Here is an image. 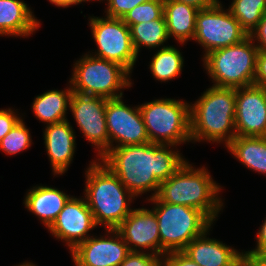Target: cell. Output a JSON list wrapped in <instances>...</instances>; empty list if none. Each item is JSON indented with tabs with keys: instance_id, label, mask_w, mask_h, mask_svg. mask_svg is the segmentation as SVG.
<instances>
[{
	"instance_id": "1",
	"label": "cell",
	"mask_w": 266,
	"mask_h": 266,
	"mask_svg": "<svg viewBox=\"0 0 266 266\" xmlns=\"http://www.w3.org/2000/svg\"><path fill=\"white\" fill-rule=\"evenodd\" d=\"M173 145L151 142L109 149L100 159L134 195L154 191L156 196L160 183L172 176L185 162Z\"/></svg>"
},
{
	"instance_id": "2",
	"label": "cell",
	"mask_w": 266,
	"mask_h": 266,
	"mask_svg": "<svg viewBox=\"0 0 266 266\" xmlns=\"http://www.w3.org/2000/svg\"><path fill=\"white\" fill-rule=\"evenodd\" d=\"M92 161L85 171L84 198L90 208L96 226L116 229L131 213V201L135 196L100 159Z\"/></svg>"
},
{
	"instance_id": "3",
	"label": "cell",
	"mask_w": 266,
	"mask_h": 266,
	"mask_svg": "<svg viewBox=\"0 0 266 266\" xmlns=\"http://www.w3.org/2000/svg\"><path fill=\"white\" fill-rule=\"evenodd\" d=\"M236 89L213 86L190 104L191 141L223 142L227 146L236 136Z\"/></svg>"
},
{
	"instance_id": "4",
	"label": "cell",
	"mask_w": 266,
	"mask_h": 266,
	"mask_svg": "<svg viewBox=\"0 0 266 266\" xmlns=\"http://www.w3.org/2000/svg\"><path fill=\"white\" fill-rule=\"evenodd\" d=\"M207 170L204 166L195 169L186 161L172 176L160 183L155 197L169 204L196 208L214 222L224 203L218 197L221 186Z\"/></svg>"
},
{
	"instance_id": "5",
	"label": "cell",
	"mask_w": 266,
	"mask_h": 266,
	"mask_svg": "<svg viewBox=\"0 0 266 266\" xmlns=\"http://www.w3.org/2000/svg\"><path fill=\"white\" fill-rule=\"evenodd\" d=\"M153 202L158 220L160 257L169 252L182 251L193 239L211 228L213 222L200 210L184 205L169 204L156 197Z\"/></svg>"
},
{
	"instance_id": "6",
	"label": "cell",
	"mask_w": 266,
	"mask_h": 266,
	"mask_svg": "<svg viewBox=\"0 0 266 266\" xmlns=\"http://www.w3.org/2000/svg\"><path fill=\"white\" fill-rule=\"evenodd\" d=\"M258 49L248 36L242 42L212 50L203 57L213 86L241 88L254 83Z\"/></svg>"
},
{
	"instance_id": "7",
	"label": "cell",
	"mask_w": 266,
	"mask_h": 266,
	"mask_svg": "<svg viewBox=\"0 0 266 266\" xmlns=\"http://www.w3.org/2000/svg\"><path fill=\"white\" fill-rule=\"evenodd\" d=\"M149 141L161 145L191 142L190 104L171 98L139 105Z\"/></svg>"
},
{
	"instance_id": "8",
	"label": "cell",
	"mask_w": 266,
	"mask_h": 266,
	"mask_svg": "<svg viewBox=\"0 0 266 266\" xmlns=\"http://www.w3.org/2000/svg\"><path fill=\"white\" fill-rule=\"evenodd\" d=\"M72 73L69 83L73 92L79 94L115 99L122 97V88L132 86L131 73L125 67L91 53L75 62Z\"/></svg>"
},
{
	"instance_id": "9",
	"label": "cell",
	"mask_w": 266,
	"mask_h": 266,
	"mask_svg": "<svg viewBox=\"0 0 266 266\" xmlns=\"http://www.w3.org/2000/svg\"><path fill=\"white\" fill-rule=\"evenodd\" d=\"M248 36L238 20L229 9L222 7L220 1L197 12L193 40L204 48L203 57L212 50L240 43Z\"/></svg>"
},
{
	"instance_id": "10",
	"label": "cell",
	"mask_w": 266,
	"mask_h": 266,
	"mask_svg": "<svg viewBox=\"0 0 266 266\" xmlns=\"http://www.w3.org/2000/svg\"><path fill=\"white\" fill-rule=\"evenodd\" d=\"M92 36L97 45V52L92 56L113 61L132 73L137 60L130 28L121 18L90 17Z\"/></svg>"
},
{
	"instance_id": "11",
	"label": "cell",
	"mask_w": 266,
	"mask_h": 266,
	"mask_svg": "<svg viewBox=\"0 0 266 266\" xmlns=\"http://www.w3.org/2000/svg\"><path fill=\"white\" fill-rule=\"evenodd\" d=\"M107 99L99 96L72 93L70 111L85 138L97 147L100 159L109 149L110 140L106 127Z\"/></svg>"
},
{
	"instance_id": "12",
	"label": "cell",
	"mask_w": 266,
	"mask_h": 266,
	"mask_svg": "<svg viewBox=\"0 0 266 266\" xmlns=\"http://www.w3.org/2000/svg\"><path fill=\"white\" fill-rule=\"evenodd\" d=\"M122 98L107 99L106 102L105 117L110 149L150 142L139 105L130 107L124 104ZM114 141L118 143L115 146Z\"/></svg>"
},
{
	"instance_id": "13",
	"label": "cell",
	"mask_w": 266,
	"mask_h": 266,
	"mask_svg": "<svg viewBox=\"0 0 266 266\" xmlns=\"http://www.w3.org/2000/svg\"><path fill=\"white\" fill-rule=\"evenodd\" d=\"M106 231L108 238L90 236L70 252L75 266H119L124 261L130 253L126 242L116 229Z\"/></svg>"
},
{
	"instance_id": "14",
	"label": "cell",
	"mask_w": 266,
	"mask_h": 266,
	"mask_svg": "<svg viewBox=\"0 0 266 266\" xmlns=\"http://www.w3.org/2000/svg\"><path fill=\"white\" fill-rule=\"evenodd\" d=\"M94 228L97 226L85 198L71 197L48 230L72 251L90 237L87 233Z\"/></svg>"
},
{
	"instance_id": "15",
	"label": "cell",
	"mask_w": 266,
	"mask_h": 266,
	"mask_svg": "<svg viewBox=\"0 0 266 266\" xmlns=\"http://www.w3.org/2000/svg\"><path fill=\"white\" fill-rule=\"evenodd\" d=\"M235 130L237 136L266 137V90L251 85L236 89Z\"/></svg>"
},
{
	"instance_id": "16",
	"label": "cell",
	"mask_w": 266,
	"mask_h": 266,
	"mask_svg": "<svg viewBox=\"0 0 266 266\" xmlns=\"http://www.w3.org/2000/svg\"><path fill=\"white\" fill-rule=\"evenodd\" d=\"M116 230L126 242L130 252L144 249L160 256L158 220L152 210L136 208L120 223ZM138 248V249H137Z\"/></svg>"
},
{
	"instance_id": "17",
	"label": "cell",
	"mask_w": 266,
	"mask_h": 266,
	"mask_svg": "<svg viewBox=\"0 0 266 266\" xmlns=\"http://www.w3.org/2000/svg\"><path fill=\"white\" fill-rule=\"evenodd\" d=\"M44 144L54 175L64 174L75 153V132L68 120L46 125Z\"/></svg>"
},
{
	"instance_id": "18",
	"label": "cell",
	"mask_w": 266,
	"mask_h": 266,
	"mask_svg": "<svg viewBox=\"0 0 266 266\" xmlns=\"http://www.w3.org/2000/svg\"><path fill=\"white\" fill-rule=\"evenodd\" d=\"M209 231L193 239L182 252L199 266H236L244 252L207 237Z\"/></svg>"
},
{
	"instance_id": "19",
	"label": "cell",
	"mask_w": 266,
	"mask_h": 266,
	"mask_svg": "<svg viewBox=\"0 0 266 266\" xmlns=\"http://www.w3.org/2000/svg\"><path fill=\"white\" fill-rule=\"evenodd\" d=\"M40 22L22 0H0V36L27 37L33 34Z\"/></svg>"
},
{
	"instance_id": "20",
	"label": "cell",
	"mask_w": 266,
	"mask_h": 266,
	"mask_svg": "<svg viewBox=\"0 0 266 266\" xmlns=\"http://www.w3.org/2000/svg\"><path fill=\"white\" fill-rule=\"evenodd\" d=\"M26 194L24 206L38 216L47 229L72 197L56 188L42 185L31 188Z\"/></svg>"
},
{
	"instance_id": "21",
	"label": "cell",
	"mask_w": 266,
	"mask_h": 266,
	"mask_svg": "<svg viewBox=\"0 0 266 266\" xmlns=\"http://www.w3.org/2000/svg\"><path fill=\"white\" fill-rule=\"evenodd\" d=\"M199 9L174 0H164L165 17L169 38L172 36L184 44L195 35L196 15Z\"/></svg>"
},
{
	"instance_id": "22",
	"label": "cell",
	"mask_w": 266,
	"mask_h": 266,
	"mask_svg": "<svg viewBox=\"0 0 266 266\" xmlns=\"http://www.w3.org/2000/svg\"><path fill=\"white\" fill-rule=\"evenodd\" d=\"M226 147L244 166L266 174V137L236 135Z\"/></svg>"
},
{
	"instance_id": "23",
	"label": "cell",
	"mask_w": 266,
	"mask_h": 266,
	"mask_svg": "<svg viewBox=\"0 0 266 266\" xmlns=\"http://www.w3.org/2000/svg\"><path fill=\"white\" fill-rule=\"evenodd\" d=\"M73 90L71 84L66 90H49L35 97L32 103L34 115L45 124L58 123L66 118Z\"/></svg>"
},
{
	"instance_id": "24",
	"label": "cell",
	"mask_w": 266,
	"mask_h": 266,
	"mask_svg": "<svg viewBox=\"0 0 266 266\" xmlns=\"http://www.w3.org/2000/svg\"><path fill=\"white\" fill-rule=\"evenodd\" d=\"M130 34L134 49L138 55L141 47L156 48L169 39L165 17L149 22L133 24L130 27Z\"/></svg>"
},
{
	"instance_id": "25",
	"label": "cell",
	"mask_w": 266,
	"mask_h": 266,
	"mask_svg": "<svg viewBox=\"0 0 266 266\" xmlns=\"http://www.w3.org/2000/svg\"><path fill=\"white\" fill-rule=\"evenodd\" d=\"M157 51L149 66L153 77L161 82L178 77L184 66L181 52L177 48L168 45Z\"/></svg>"
},
{
	"instance_id": "26",
	"label": "cell",
	"mask_w": 266,
	"mask_h": 266,
	"mask_svg": "<svg viewBox=\"0 0 266 266\" xmlns=\"http://www.w3.org/2000/svg\"><path fill=\"white\" fill-rule=\"evenodd\" d=\"M228 9L241 24L242 28L250 34L266 12V1L233 0Z\"/></svg>"
},
{
	"instance_id": "27",
	"label": "cell",
	"mask_w": 266,
	"mask_h": 266,
	"mask_svg": "<svg viewBox=\"0 0 266 266\" xmlns=\"http://www.w3.org/2000/svg\"><path fill=\"white\" fill-rule=\"evenodd\" d=\"M31 134L21 119L0 141V150L8 155H15L31 146Z\"/></svg>"
},
{
	"instance_id": "28",
	"label": "cell",
	"mask_w": 266,
	"mask_h": 266,
	"mask_svg": "<svg viewBox=\"0 0 266 266\" xmlns=\"http://www.w3.org/2000/svg\"><path fill=\"white\" fill-rule=\"evenodd\" d=\"M163 10L164 0H152L135 6L122 20L130 27L133 24L161 19L164 16Z\"/></svg>"
},
{
	"instance_id": "29",
	"label": "cell",
	"mask_w": 266,
	"mask_h": 266,
	"mask_svg": "<svg viewBox=\"0 0 266 266\" xmlns=\"http://www.w3.org/2000/svg\"><path fill=\"white\" fill-rule=\"evenodd\" d=\"M101 1V0H97ZM103 1V0H102ZM106 16L113 18H123L126 13L131 11L135 6L152 0H106Z\"/></svg>"
},
{
	"instance_id": "30",
	"label": "cell",
	"mask_w": 266,
	"mask_h": 266,
	"mask_svg": "<svg viewBox=\"0 0 266 266\" xmlns=\"http://www.w3.org/2000/svg\"><path fill=\"white\" fill-rule=\"evenodd\" d=\"M162 258L149 252H130L119 266H161Z\"/></svg>"
},
{
	"instance_id": "31",
	"label": "cell",
	"mask_w": 266,
	"mask_h": 266,
	"mask_svg": "<svg viewBox=\"0 0 266 266\" xmlns=\"http://www.w3.org/2000/svg\"><path fill=\"white\" fill-rule=\"evenodd\" d=\"M21 119L11 108L0 110V141Z\"/></svg>"
},
{
	"instance_id": "32",
	"label": "cell",
	"mask_w": 266,
	"mask_h": 266,
	"mask_svg": "<svg viewBox=\"0 0 266 266\" xmlns=\"http://www.w3.org/2000/svg\"><path fill=\"white\" fill-rule=\"evenodd\" d=\"M161 266H199L182 251L169 252L162 257Z\"/></svg>"
},
{
	"instance_id": "33",
	"label": "cell",
	"mask_w": 266,
	"mask_h": 266,
	"mask_svg": "<svg viewBox=\"0 0 266 266\" xmlns=\"http://www.w3.org/2000/svg\"><path fill=\"white\" fill-rule=\"evenodd\" d=\"M249 37L253 42L258 41V44L255 45L259 51H266V12L258 25L251 31Z\"/></svg>"
},
{
	"instance_id": "34",
	"label": "cell",
	"mask_w": 266,
	"mask_h": 266,
	"mask_svg": "<svg viewBox=\"0 0 266 266\" xmlns=\"http://www.w3.org/2000/svg\"><path fill=\"white\" fill-rule=\"evenodd\" d=\"M253 85L266 90V51H258Z\"/></svg>"
},
{
	"instance_id": "35",
	"label": "cell",
	"mask_w": 266,
	"mask_h": 266,
	"mask_svg": "<svg viewBox=\"0 0 266 266\" xmlns=\"http://www.w3.org/2000/svg\"><path fill=\"white\" fill-rule=\"evenodd\" d=\"M258 233L256 234L257 238V245L255 249L250 251H262L266 250V218L264 219V222L260 226Z\"/></svg>"
},
{
	"instance_id": "36",
	"label": "cell",
	"mask_w": 266,
	"mask_h": 266,
	"mask_svg": "<svg viewBox=\"0 0 266 266\" xmlns=\"http://www.w3.org/2000/svg\"><path fill=\"white\" fill-rule=\"evenodd\" d=\"M257 266H266V250L262 251H244Z\"/></svg>"
},
{
	"instance_id": "37",
	"label": "cell",
	"mask_w": 266,
	"mask_h": 266,
	"mask_svg": "<svg viewBox=\"0 0 266 266\" xmlns=\"http://www.w3.org/2000/svg\"><path fill=\"white\" fill-rule=\"evenodd\" d=\"M174 1L194 6L199 10L211 7L215 3L214 0H174Z\"/></svg>"
},
{
	"instance_id": "38",
	"label": "cell",
	"mask_w": 266,
	"mask_h": 266,
	"mask_svg": "<svg viewBox=\"0 0 266 266\" xmlns=\"http://www.w3.org/2000/svg\"><path fill=\"white\" fill-rule=\"evenodd\" d=\"M236 266H257L246 254H244L236 263Z\"/></svg>"
},
{
	"instance_id": "39",
	"label": "cell",
	"mask_w": 266,
	"mask_h": 266,
	"mask_svg": "<svg viewBox=\"0 0 266 266\" xmlns=\"http://www.w3.org/2000/svg\"><path fill=\"white\" fill-rule=\"evenodd\" d=\"M86 1H91V0H63V7L67 8L69 7L70 5H77V4H80L82 2H86ZM93 1V0H92Z\"/></svg>"
},
{
	"instance_id": "40",
	"label": "cell",
	"mask_w": 266,
	"mask_h": 266,
	"mask_svg": "<svg viewBox=\"0 0 266 266\" xmlns=\"http://www.w3.org/2000/svg\"><path fill=\"white\" fill-rule=\"evenodd\" d=\"M50 3L58 7H63V0H49Z\"/></svg>"
},
{
	"instance_id": "41",
	"label": "cell",
	"mask_w": 266,
	"mask_h": 266,
	"mask_svg": "<svg viewBox=\"0 0 266 266\" xmlns=\"http://www.w3.org/2000/svg\"><path fill=\"white\" fill-rule=\"evenodd\" d=\"M16 266H36V265L31 263V262H24V263L16 265Z\"/></svg>"
}]
</instances>
